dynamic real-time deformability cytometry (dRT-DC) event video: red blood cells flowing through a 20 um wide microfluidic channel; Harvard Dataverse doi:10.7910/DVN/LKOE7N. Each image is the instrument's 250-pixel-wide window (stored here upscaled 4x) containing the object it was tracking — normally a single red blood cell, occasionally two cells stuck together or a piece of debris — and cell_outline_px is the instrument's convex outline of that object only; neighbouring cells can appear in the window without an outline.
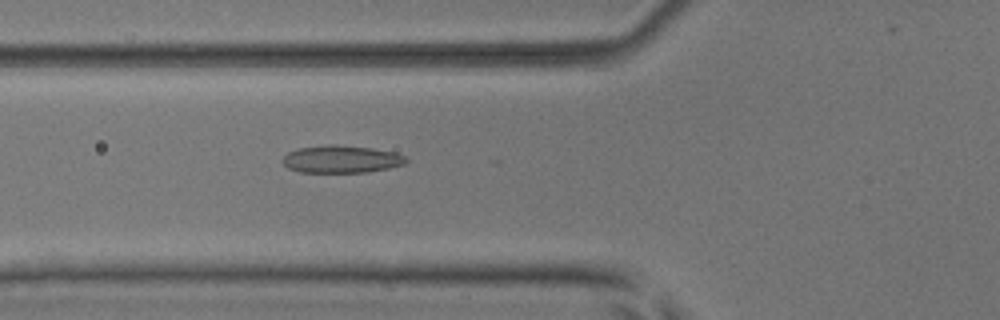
{"species": "common noctule bat (a hibernating species)", "species_latin": "Nyctalus noctula", "temperature_condition": "room temperature", "stored_images_in_passage": 25, "camera_frame_rate_fps": 3000, "um_per_image_px": 0.085, "animal": {"sex": "male", "body_mass_g": 17.9, "forearm_length_mm": 54.2}, "frame": {"image": 1, "passage_image": 21, "time_ms": 6.667, "image_size_px": [1000, 320], "cell_outline_px": [[408, 160], [404, 164], [388, 168], [368, 172], [300, 172], [288, 168], [280, 160], [288, 152], [296, 148], [328, 144], [336, 144], [372, 148], [396, 152], [404, 156]], "centroid_in_image_um": [28.98, 13.52], "position_along_channel_um": 96.8, "area_um2": 19.94}}
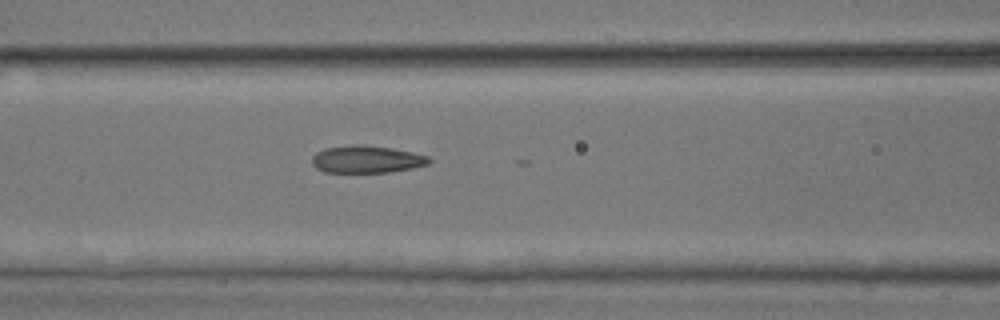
{"frame": {"image": 2, "passage_image": 24, "time_ms": 7.667, "image_size_px": [1000, 320], "cell_outline_px": [[432, 160], [428, 164], [412, 168], [388, 172], [324, 172], [316, 168], [312, 164], [312, 156], [316, 152], [324, 148], [356, 144], [364, 144], [392, 148], [412, 152], [428, 156]], "centroid_in_image_um": [31.15, 13.53], "position_along_channel_um": 135.5, "area_um2": 18.73}}